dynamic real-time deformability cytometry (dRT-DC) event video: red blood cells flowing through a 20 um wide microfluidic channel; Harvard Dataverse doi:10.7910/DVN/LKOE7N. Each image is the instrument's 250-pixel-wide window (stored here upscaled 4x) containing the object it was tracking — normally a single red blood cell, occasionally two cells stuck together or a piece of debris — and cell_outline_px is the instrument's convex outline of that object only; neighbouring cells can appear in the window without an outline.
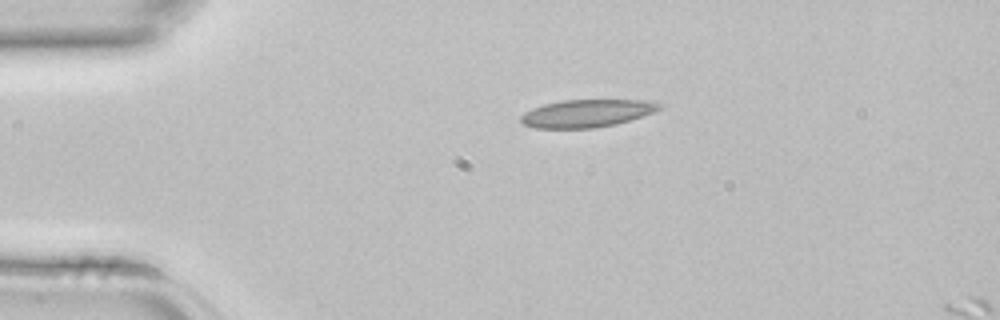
{"species": "common noctule bat (a hibernating species)", "species_latin": "Nyctalus noctula", "temperature_condition": "room temperature", "stored_images_in_passage": 2, "camera_frame_rate_fps": 3000, "um_per_image_px": 0.085, "animal": {"sex": "female", "body_mass_g": 22.7, "forearm_length_mm": 54.2}, "frame": {"image": 1, "passage_image": 1, "time_ms": 0.0, "image_size_px": [1000, 320], "cell_outline_px": [[664, 108], [656, 112], [616, 124], [592, 128], [536, 128], [524, 124], [520, 120], [520, 116], [524, 112], [532, 108], [544, 104], [564, 100], [640, 100], [664, 104]], "centroid_in_image_um": [49.91, 9.63], "position_along_channel_um": 35.1, "area_um2": 22.37}}